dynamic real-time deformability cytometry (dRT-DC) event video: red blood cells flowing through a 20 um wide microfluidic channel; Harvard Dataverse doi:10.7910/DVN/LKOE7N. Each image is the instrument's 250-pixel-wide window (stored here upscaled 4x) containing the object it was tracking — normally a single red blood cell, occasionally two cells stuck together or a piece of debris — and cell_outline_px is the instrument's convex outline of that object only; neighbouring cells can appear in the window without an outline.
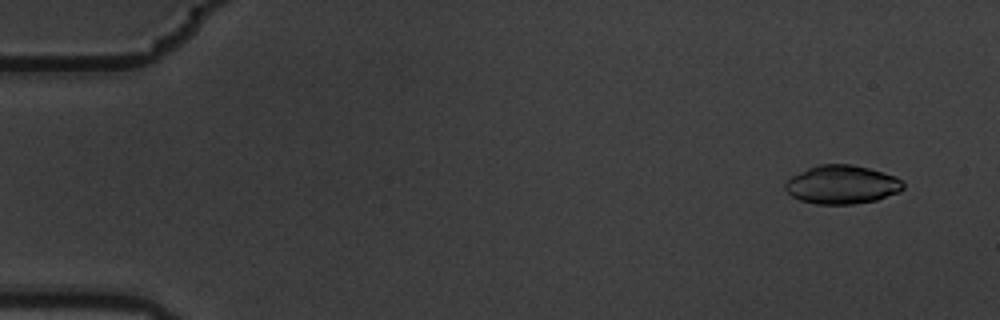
{"species": "common noctule bat (a hibernating species)", "species_latin": "Nyctalus noctula", "temperature_condition": "warm", "stored_images_in_passage": 5, "camera_frame_rate_fps": 3000, "um_per_image_px": 0.085, "animal": {"sex": "male", "body_mass_g": 19.5, "forearm_length_mm": 54.6}, "frame": {"image": 1, "passage_image": 1, "time_ms": 0.0, "image_size_px": [1000, 320], "cell_outline_px": [[904, 188], [900, 192], [876, 200], [852, 204], [816, 204], [800, 200], [792, 196], [784, 188], [784, 184], [792, 176], [808, 168], [820, 164], [852, 164], [868, 168], [896, 176], [904, 184]], "centroid_in_image_um": [71.57, 15.69], "position_along_channel_um": 13.4, "area_um2": 26.47}}
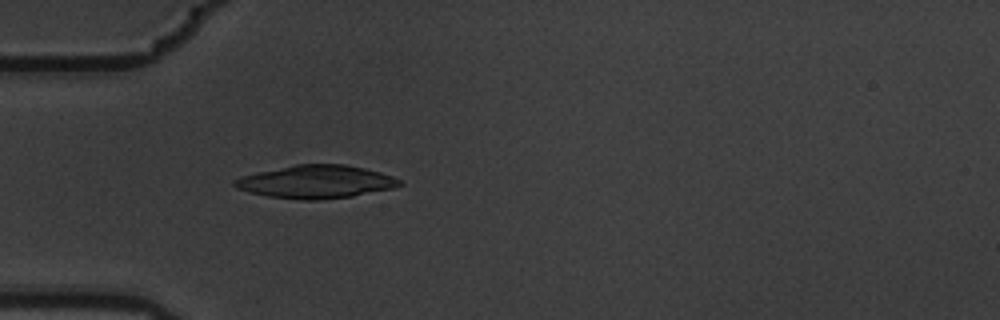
{"frame": {"image": 2, "passage_image": 5, "time_ms": 1.333, "image_size_px": [1000, 320], "cell_outline_px": [[404, 184], [392, 188], [352, 196], [320, 200], [304, 200], [268, 196], [248, 192], [236, 188], [232, 184], [232, 180], [244, 176], [260, 172], [296, 164], [344, 164], [364, 168], [380, 172], [392, 176], [400, 180]], "centroid_in_image_um": [26.86, 15.45], "position_along_channel_um": 58.1, "area_um2": 31.5}}